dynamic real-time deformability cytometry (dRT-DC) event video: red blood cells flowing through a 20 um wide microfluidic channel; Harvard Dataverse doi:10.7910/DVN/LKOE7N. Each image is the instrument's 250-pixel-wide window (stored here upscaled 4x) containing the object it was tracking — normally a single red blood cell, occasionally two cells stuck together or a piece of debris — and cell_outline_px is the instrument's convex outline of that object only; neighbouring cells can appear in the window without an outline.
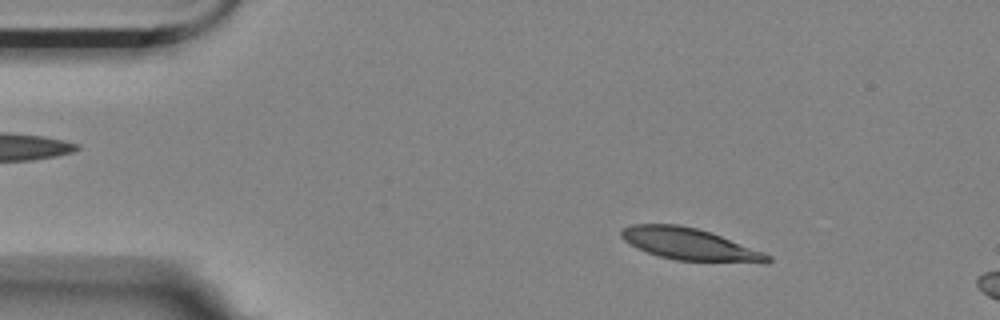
{"species": "Egyptian fruit bat (a non-hibernating species)", "species_latin": "Rousettus aegyptiacus", "temperature_condition": "room temperature", "stored_images_in_passage": 4, "camera_frame_rate_fps": 3000, "um_per_image_px": 0.085, "animal": {"sex": "female"}, "frame": {"image": 1, "passage_image": 2, "time_ms": 0.333, "image_size_px": [1000, 320], "cell_outline_px": [[772, 260], [768, 264], [764, 264], [676, 260], [660, 256], [648, 252], [624, 240], [620, 236], [620, 232], [624, 228], [632, 224], [676, 224], [696, 228], [720, 236], [764, 252], [772, 256]], "centroid_in_image_um": [58.71, 20.78], "position_along_channel_um": 26.3, "area_um2": 27.11}}